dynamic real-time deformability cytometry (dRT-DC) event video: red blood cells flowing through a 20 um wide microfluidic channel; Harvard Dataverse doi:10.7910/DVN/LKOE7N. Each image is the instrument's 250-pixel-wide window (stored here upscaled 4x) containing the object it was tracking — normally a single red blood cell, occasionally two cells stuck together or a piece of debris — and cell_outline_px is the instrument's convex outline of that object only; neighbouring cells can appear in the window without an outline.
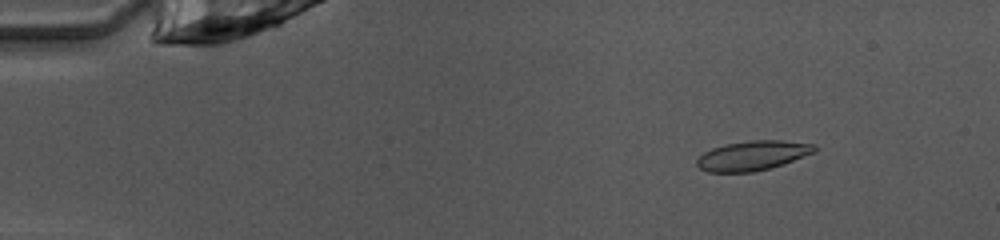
{"species": "common noctule bat (a hibernating species)", "species_latin": "Nyctalus noctula", "temperature_condition": "warm", "stored_images_in_passage": 50, "camera_frame_rate_fps": 3000, "um_per_image_px": 0.085, "animal": {"sex": "female", "body_mass_g": 10.0, "forearm_length_mm": 53.1}, "frame": {"image": 1, "passage_image": 7, "time_ms": 2.0, "image_size_px": [1000, 240], "cell_outline_px": [[816, 152], [784, 164], [772, 168], [752, 172], [708, 172], [700, 168], [696, 164], [696, 160], [704, 152], [712, 148], [724, 144], [752, 140], [780, 140], [816, 144]], "centroid_in_image_um": [64.0, 13.22], "position_along_channel_um": 21.0, "area_um2": 20.46}}
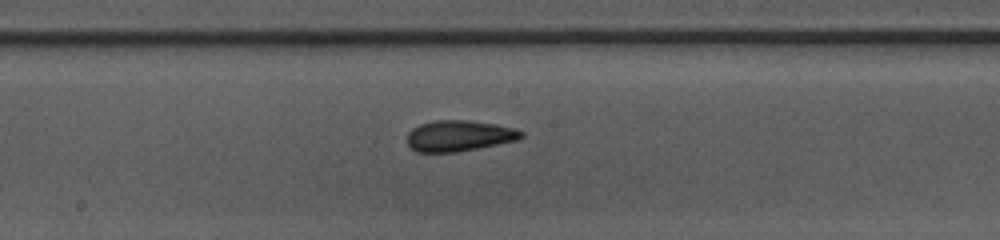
{"frame": {"image": 2, "passage_image": 27, "time_ms": 8.667, "image_size_px": [1000, 240], "cell_outline_px": [[524, 136], [520, 140], [456, 152], [416, 152], [408, 144], [408, 132], [412, 128], [420, 124], [436, 120], [468, 120], [496, 124], [512, 128], [524, 132]], "centroid_in_image_um": [39.04, 11.54], "position_along_channel_um": 209.2, "area_um2": 20.58}}
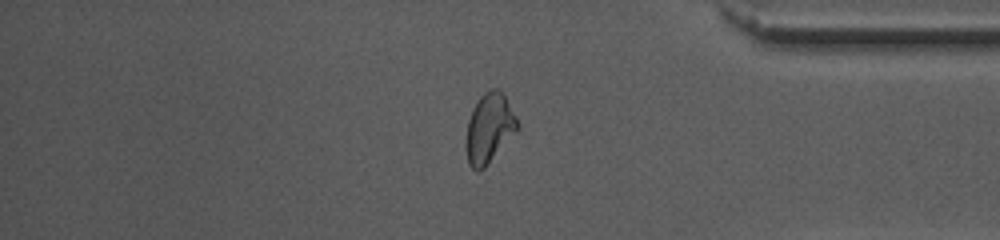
{"frame": {"image": 3, "passage_image": 42, "time_ms": 13.667, "image_size_px": [1000, 240], "cell_outline_px": [[520, 124], [516, 132], [484, 168], [476, 172], [468, 164], [468, 120], [472, 108], [480, 96], [484, 92], [492, 88], [496, 88], [504, 96], [516, 116]], "centroid_in_image_um": [41.61, 10.88], "position_along_channel_um": 393.6, "area_um2": 20.29}, "authors_computed_cell_mechanics": {"area_um2": 20.4901, "velocity_mm_per_s": 4.0352, "shape_relaxation_time_tau1_ms": 6.1836, "shape_relaxation_time_tau2_ms": 1.7656, "deformation_change_tau1": 0.1476, "deformation_change_tau2": 0.0683}}